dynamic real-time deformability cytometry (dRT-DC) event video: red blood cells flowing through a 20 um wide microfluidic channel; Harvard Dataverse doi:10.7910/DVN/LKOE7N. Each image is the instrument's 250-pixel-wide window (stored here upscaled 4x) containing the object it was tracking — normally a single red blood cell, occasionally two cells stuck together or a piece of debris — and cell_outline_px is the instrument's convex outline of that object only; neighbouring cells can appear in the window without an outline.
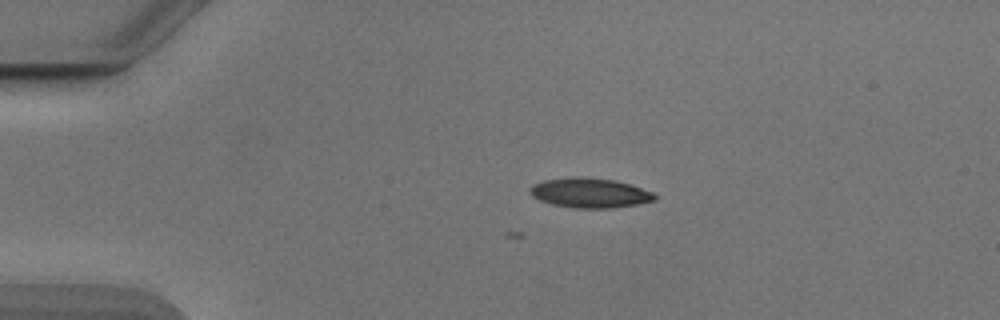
{"species": "Egyptian fruit bat (a non-hibernating species)", "species_latin": "Rousettus aegyptiacus", "temperature_condition": "cold", "stored_images_in_passage": 2, "camera_frame_rate_fps": 3000, "um_per_image_px": 0.085, "animal": {"sex": "male"}, "frame": {"image": 1, "passage_image": 2, "time_ms": 0.333, "image_size_px": [1000, 320], "cell_outline_px": [[660, 196], [656, 200], [636, 204], [612, 208], [576, 208], [552, 204], [540, 200], [532, 196], [528, 192], [528, 188], [532, 184], [544, 180], [576, 176], [580, 176], [616, 180], [652, 192]], "centroid_in_image_um": [50.11, 16.39], "position_along_channel_um": 34.9, "area_um2": 21.73}}